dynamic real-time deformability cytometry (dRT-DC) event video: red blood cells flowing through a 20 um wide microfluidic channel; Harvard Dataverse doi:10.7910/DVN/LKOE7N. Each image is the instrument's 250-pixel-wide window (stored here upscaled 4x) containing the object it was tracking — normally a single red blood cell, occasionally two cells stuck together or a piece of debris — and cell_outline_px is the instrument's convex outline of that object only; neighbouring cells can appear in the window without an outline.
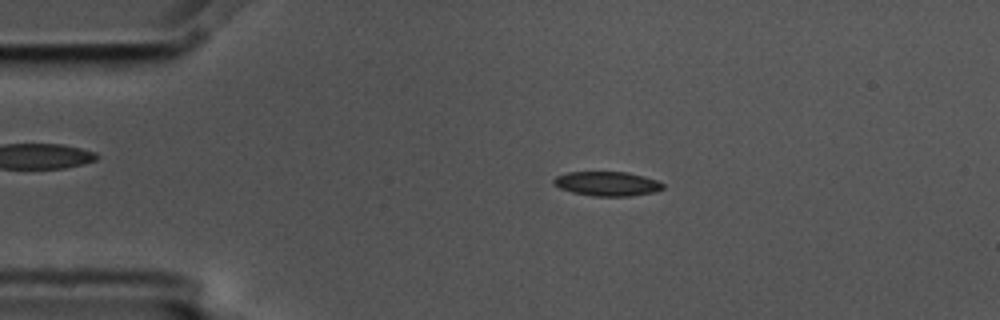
{"species": "common noctule bat (a hibernating species)", "species_latin": "Nyctalus noctula", "temperature_condition": "cold", "stored_images_in_passage": 4, "camera_frame_rate_fps": 3000, "um_per_image_px": 0.085, "animal": {"sex": "male", "body_mass_g": 17.5, "forearm_length_mm": 52.3}, "frame": {"image": 1, "passage_image": 2, "time_ms": 0.333, "image_size_px": [1000, 320], "cell_outline_px": [[664, 188], [656, 192], [632, 196], [592, 196], [572, 192], [560, 188], [552, 184], [552, 180], [556, 176], [568, 172], [628, 172], [644, 176], [656, 180], [664, 184]], "centroid_in_image_um": [51.61, 15.62], "position_along_channel_um": 33.4, "area_um2": 15.66}}
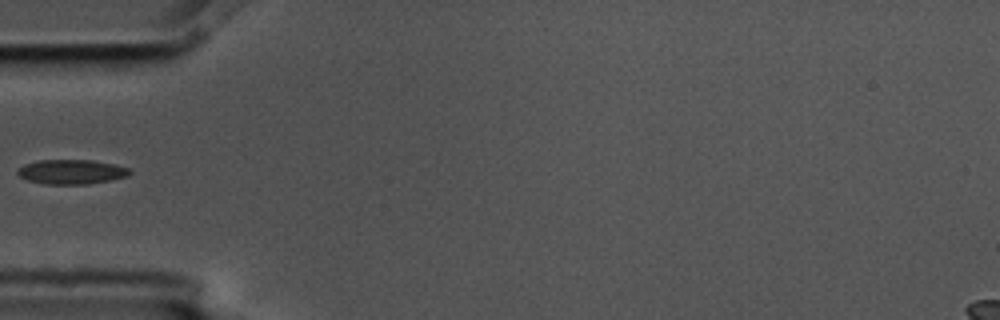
{"frame": {"image": 2, "passage_image": 4, "time_ms": 1.0, "image_size_px": [1000, 320], "cell_outline_px": [[132, 172], [128, 176], [88, 184], [44, 184], [28, 180], [20, 176], [16, 172], [24, 164], [36, 160], [92, 160], [116, 164], [128, 168]], "centroid_in_image_um": [6.08, 14.6], "position_along_channel_um": 78.9, "area_um2": 16.01}}